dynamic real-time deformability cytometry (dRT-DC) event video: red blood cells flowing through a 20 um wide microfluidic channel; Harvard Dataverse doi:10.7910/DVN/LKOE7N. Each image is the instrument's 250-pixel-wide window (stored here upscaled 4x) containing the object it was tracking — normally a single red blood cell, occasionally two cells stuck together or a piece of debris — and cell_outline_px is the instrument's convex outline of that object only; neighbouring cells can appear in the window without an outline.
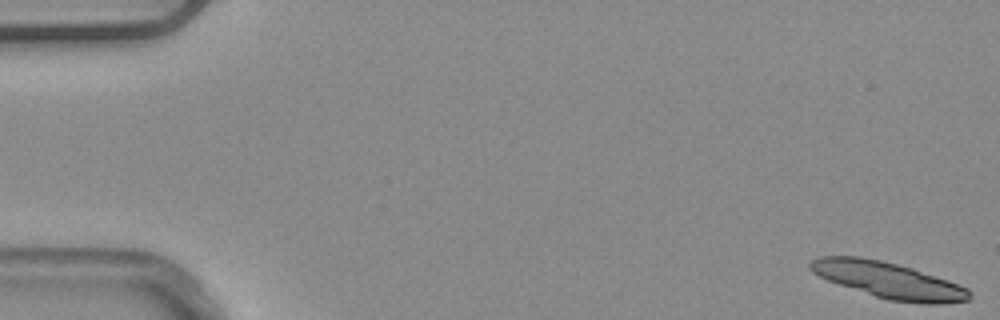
{"species": "common noctule bat (a hibernating species)", "species_latin": "Nyctalus noctula", "temperature_condition": "warm", "stored_images_in_passage": 5, "camera_frame_rate_fps": 3000, "um_per_image_px": 0.085, "animal": {"sex": "male", "body_mass_g": 20.4}, "frame": {"image": 1, "passage_image": 1, "time_ms": 0.0, "image_size_px": [1000, 320], "cell_outline_px": [[972, 296], [968, 300], [940, 304], [924, 304], [888, 300], [828, 280], [812, 272], [808, 268], [808, 264], [812, 260], [820, 256], [860, 256], [880, 260], [912, 268], [948, 280], [968, 288], [972, 292]], "centroid_in_image_um": [75.54, 23.81], "position_along_channel_um": 9.5, "area_um2": 33.35}}